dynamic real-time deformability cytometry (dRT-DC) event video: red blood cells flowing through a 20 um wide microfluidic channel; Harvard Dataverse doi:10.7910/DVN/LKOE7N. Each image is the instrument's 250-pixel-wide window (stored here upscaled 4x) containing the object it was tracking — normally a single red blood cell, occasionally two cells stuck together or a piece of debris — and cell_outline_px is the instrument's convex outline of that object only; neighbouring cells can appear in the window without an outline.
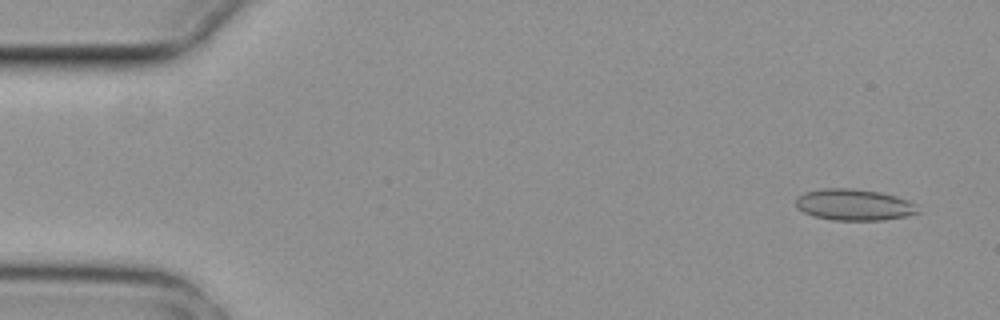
{"species": "common noctule bat (a hibernating species)", "species_latin": "Nyctalus noctula", "temperature_condition": "cold", "stored_images_in_passage": 6, "camera_frame_rate_fps": 3000, "um_per_image_px": 0.085, "animal": {"sex": "female", "body_mass_g": 29.2, "forearm_length_mm": 56.3}, "frame": {"image": 1, "passage_image": 1, "time_ms": 0.0, "image_size_px": [1000, 320], "cell_outline_px": [[920, 212], [908, 216], [884, 220], [832, 220], [812, 216], [804, 212], [796, 204], [796, 196], [804, 192], [824, 188], [852, 188], [880, 192], [896, 196], [908, 200], [916, 204]], "centroid_in_image_um": [72.61, 17.4], "position_along_channel_um": 12.4, "area_um2": 22.48}}
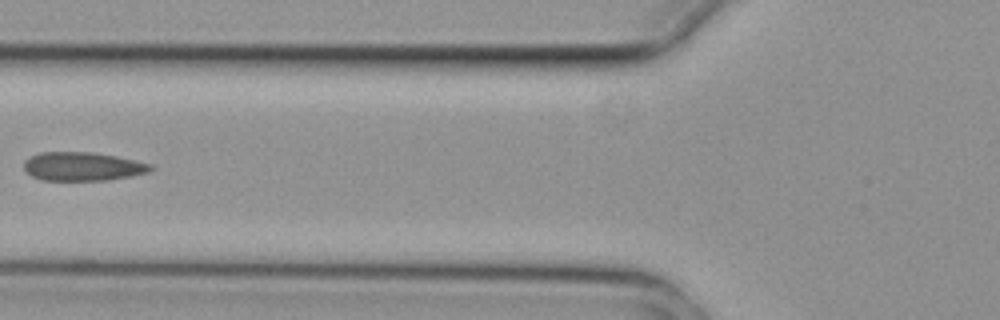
{"frame": {"image": 2, "passage_image": 5, "time_ms": 1.333, "image_size_px": [1000, 320], "cell_outline_px": [[156, 168], [148, 172], [132, 176], [108, 180], [40, 180], [32, 176], [24, 168], [24, 160], [40, 152], [92, 152], [116, 156], [152, 164]], "centroid_in_image_um": [7.05, 14.15], "position_along_channel_um": 118.7, "area_um2": 21.21}}
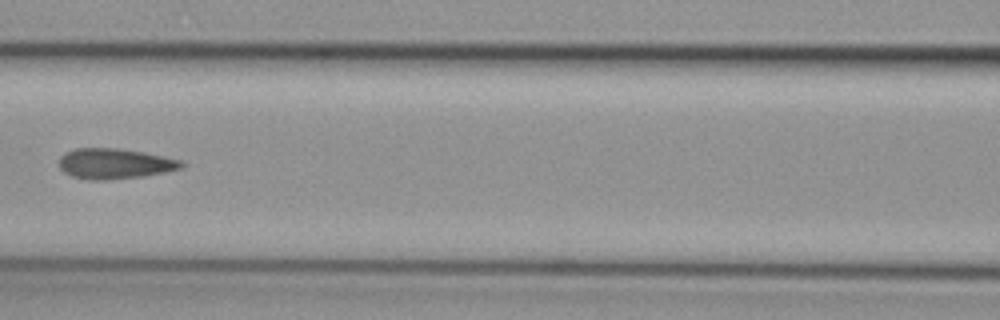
{"frame": {"image": 3, "passage_image": 6, "time_ms": 1.667, "image_size_px": [1000, 320], "cell_outline_px": [[188, 164], [184, 168], [168, 172], [144, 176], [104, 180], [88, 180], [72, 176], [64, 172], [60, 168], [60, 156], [64, 152], [76, 148], [120, 148], [144, 152], [184, 160]], "centroid_in_image_um": [9.83, 13.91], "position_along_channel_um": 156.8, "area_um2": 22.14}}